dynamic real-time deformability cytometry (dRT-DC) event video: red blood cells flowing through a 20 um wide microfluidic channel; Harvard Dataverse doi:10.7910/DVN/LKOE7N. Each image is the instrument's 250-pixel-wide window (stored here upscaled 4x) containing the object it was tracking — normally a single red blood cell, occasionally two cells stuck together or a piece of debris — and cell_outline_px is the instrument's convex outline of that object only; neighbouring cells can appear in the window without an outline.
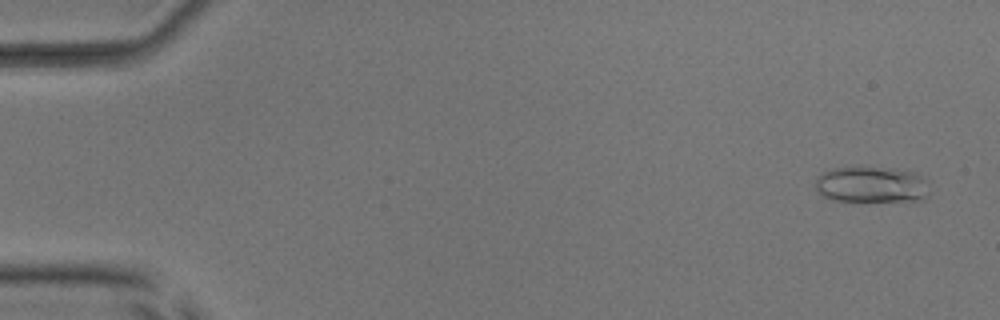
{"species": "common noctule bat (a hibernating species)", "species_latin": "Nyctalus noctula", "temperature_condition": "room temperature", "stored_images_in_passage": 53, "camera_frame_rate_fps": 3000, "um_per_image_px": 0.085, "animal": {"sex": "male", "body_mass_g": 17.9, "forearm_length_mm": 54.2}, "frame": {"image": 1, "passage_image": 3, "time_ms": 0.667, "image_size_px": [1000, 320], "cell_outline_px": [[928, 196], [920, 200], [856, 204], [836, 200], [824, 196], [816, 192], [816, 180], [824, 172], [832, 168], [892, 168], [912, 172], [928, 180]], "centroid_in_image_um": [74.09, 15.76], "position_along_channel_um": 10.9, "area_um2": 24.68}}
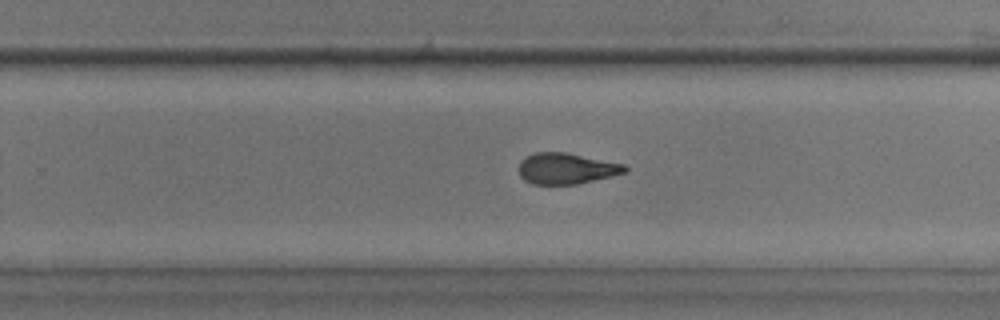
{"frame": {"image": 2, "passage_image": 35, "time_ms": 11.333, "image_size_px": [1000, 320], "cell_outline_px": [[628, 172], [612, 176], [576, 184], [532, 184], [524, 180], [520, 176], [520, 160], [536, 152], [564, 152], [624, 164], [628, 168]], "centroid_in_image_um": [48.15, 14.33], "position_along_channel_um": 281.6, "area_um2": 19.02}}
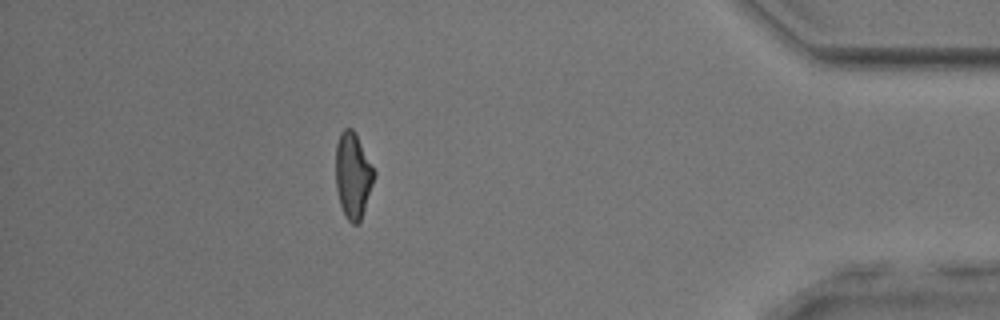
{"frame": {"image": 3, "passage_image": 48, "time_ms": 15.667, "image_size_px": [1000, 320], "cell_outline_px": [[376, 176], [360, 220], [356, 224], [352, 224], [348, 220], [340, 204], [336, 188], [336, 144], [340, 132], [344, 128], [352, 128], [376, 172]], "centroid_in_image_um": [30.0, 14.89], "position_along_channel_um": 405.2, "area_um2": 18.96}, "authors_computed_cell_mechanics": {"area_um2": 20.0566, "velocity_mm_per_s": 3.8661, "shape_relaxation_time_tau1_ms": 5.7432, "shape_relaxation_time_tau2_ms": 1.8624, "deformation_change_tau1": 0.2093, "deformation_change_tau2": 0.1003}}